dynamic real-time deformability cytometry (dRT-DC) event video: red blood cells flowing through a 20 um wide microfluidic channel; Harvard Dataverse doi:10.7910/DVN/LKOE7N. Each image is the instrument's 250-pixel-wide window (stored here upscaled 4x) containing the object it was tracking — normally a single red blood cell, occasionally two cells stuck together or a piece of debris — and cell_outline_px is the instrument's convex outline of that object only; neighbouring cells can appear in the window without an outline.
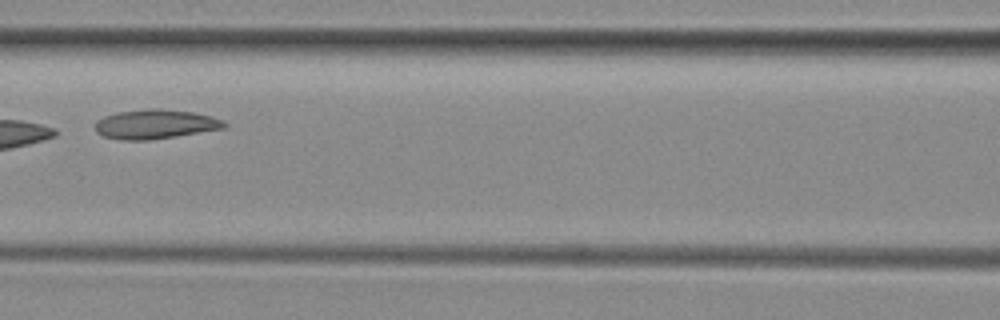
{"species": "common noctule bat (a hibernating species)", "species_latin": "Nyctalus noctula", "temperature_condition": "room temperature", "stored_images_in_passage": 5, "camera_frame_rate_fps": 3000, "um_per_image_px": 0.085, "animal": {"sex": "female", "body_mass_g": 29.2, "forearm_length_mm": 56.3}, "frame": {"image": 1, "passage_image": 5, "time_ms": 5.333, "image_size_px": [1000, 320], "cell_outline_px": [[228, 124], [224, 128], [176, 136], [148, 140], [120, 140], [104, 136], [96, 132], [96, 120], [104, 116], [116, 112], [148, 108], [160, 108], [196, 112], [212, 116], [224, 120]], "centroid_in_image_um": [13.21, 10.54], "position_along_channel_um": 153.4, "area_um2": 22.31}}